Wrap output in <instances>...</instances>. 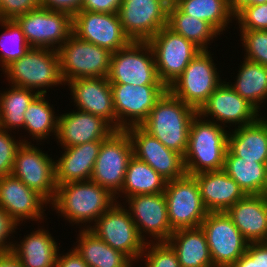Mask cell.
Returning <instances> with one entry per match:
<instances>
[{
    "instance_id": "cell-16",
    "label": "cell",
    "mask_w": 267,
    "mask_h": 267,
    "mask_svg": "<svg viewBox=\"0 0 267 267\" xmlns=\"http://www.w3.org/2000/svg\"><path fill=\"white\" fill-rule=\"evenodd\" d=\"M11 174L49 203L54 199L57 189L55 160L31 141L22 143L18 148Z\"/></svg>"
},
{
    "instance_id": "cell-48",
    "label": "cell",
    "mask_w": 267,
    "mask_h": 267,
    "mask_svg": "<svg viewBox=\"0 0 267 267\" xmlns=\"http://www.w3.org/2000/svg\"><path fill=\"white\" fill-rule=\"evenodd\" d=\"M55 267H89L82 257L73 248L65 254L57 255V261Z\"/></svg>"
},
{
    "instance_id": "cell-50",
    "label": "cell",
    "mask_w": 267,
    "mask_h": 267,
    "mask_svg": "<svg viewBox=\"0 0 267 267\" xmlns=\"http://www.w3.org/2000/svg\"><path fill=\"white\" fill-rule=\"evenodd\" d=\"M0 267H23L19 258L12 252L0 253Z\"/></svg>"
},
{
    "instance_id": "cell-28",
    "label": "cell",
    "mask_w": 267,
    "mask_h": 267,
    "mask_svg": "<svg viewBox=\"0 0 267 267\" xmlns=\"http://www.w3.org/2000/svg\"><path fill=\"white\" fill-rule=\"evenodd\" d=\"M37 229L27 236L24 235L20 242L16 241L12 252L23 267H55L61 246L58 247L49 230L42 227Z\"/></svg>"
},
{
    "instance_id": "cell-1",
    "label": "cell",
    "mask_w": 267,
    "mask_h": 267,
    "mask_svg": "<svg viewBox=\"0 0 267 267\" xmlns=\"http://www.w3.org/2000/svg\"><path fill=\"white\" fill-rule=\"evenodd\" d=\"M115 202V196L107 189L87 180L57 186L49 207L52 205L58 216H63L70 224L81 227L85 224L83 227L87 229V223L94 224Z\"/></svg>"
},
{
    "instance_id": "cell-11",
    "label": "cell",
    "mask_w": 267,
    "mask_h": 267,
    "mask_svg": "<svg viewBox=\"0 0 267 267\" xmlns=\"http://www.w3.org/2000/svg\"><path fill=\"white\" fill-rule=\"evenodd\" d=\"M148 43L154 54L158 78L167 88L201 51L194 43L167 26L160 29Z\"/></svg>"
},
{
    "instance_id": "cell-20",
    "label": "cell",
    "mask_w": 267,
    "mask_h": 267,
    "mask_svg": "<svg viewBox=\"0 0 267 267\" xmlns=\"http://www.w3.org/2000/svg\"><path fill=\"white\" fill-rule=\"evenodd\" d=\"M133 145V155L151 166L167 181L186 174L183 156L165 147L141 126L126 129Z\"/></svg>"
},
{
    "instance_id": "cell-38",
    "label": "cell",
    "mask_w": 267,
    "mask_h": 267,
    "mask_svg": "<svg viewBox=\"0 0 267 267\" xmlns=\"http://www.w3.org/2000/svg\"><path fill=\"white\" fill-rule=\"evenodd\" d=\"M4 31L0 35V70L20 59L31 48L21 27L14 19H0Z\"/></svg>"
},
{
    "instance_id": "cell-24",
    "label": "cell",
    "mask_w": 267,
    "mask_h": 267,
    "mask_svg": "<svg viewBox=\"0 0 267 267\" xmlns=\"http://www.w3.org/2000/svg\"><path fill=\"white\" fill-rule=\"evenodd\" d=\"M200 188L203 204L208 212H226L246 194L223 169L193 175Z\"/></svg>"
},
{
    "instance_id": "cell-51",
    "label": "cell",
    "mask_w": 267,
    "mask_h": 267,
    "mask_svg": "<svg viewBox=\"0 0 267 267\" xmlns=\"http://www.w3.org/2000/svg\"><path fill=\"white\" fill-rule=\"evenodd\" d=\"M263 195H264V197H265L266 200H267V187H266V190H265V192L263 193Z\"/></svg>"
},
{
    "instance_id": "cell-15",
    "label": "cell",
    "mask_w": 267,
    "mask_h": 267,
    "mask_svg": "<svg viewBox=\"0 0 267 267\" xmlns=\"http://www.w3.org/2000/svg\"><path fill=\"white\" fill-rule=\"evenodd\" d=\"M117 130L140 126L165 93V85L111 84Z\"/></svg>"
},
{
    "instance_id": "cell-37",
    "label": "cell",
    "mask_w": 267,
    "mask_h": 267,
    "mask_svg": "<svg viewBox=\"0 0 267 267\" xmlns=\"http://www.w3.org/2000/svg\"><path fill=\"white\" fill-rule=\"evenodd\" d=\"M173 3L183 13L208 22L220 34L234 19L228 9L227 0H175Z\"/></svg>"
},
{
    "instance_id": "cell-25",
    "label": "cell",
    "mask_w": 267,
    "mask_h": 267,
    "mask_svg": "<svg viewBox=\"0 0 267 267\" xmlns=\"http://www.w3.org/2000/svg\"><path fill=\"white\" fill-rule=\"evenodd\" d=\"M102 141H91L62 148L64 153L55 160V182L62 185L91 179Z\"/></svg>"
},
{
    "instance_id": "cell-33",
    "label": "cell",
    "mask_w": 267,
    "mask_h": 267,
    "mask_svg": "<svg viewBox=\"0 0 267 267\" xmlns=\"http://www.w3.org/2000/svg\"><path fill=\"white\" fill-rule=\"evenodd\" d=\"M167 180L144 161L132 156L129 160L121 195L125 198L134 195L164 193Z\"/></svg>"
},
{
    "instance_id": "cell-5",
    "label": "cell",
    "mask_w": 267,
    "mask_h": 267,
    "mask_svg": "<svg viewBox=\"0 0 267 267\" xmlns=\"http://www.w3.org/2000/svg\"><path fill=\"white\" fill-rule=\"evenodd\" d=\"M57 53L65 85L77 78H106L113 54L110 50L79 39L73 33L57 49Z\"/></svg>"
},
{
    "instance_id": "cell-9",
    "label": "cell",
    "mask_w": 267,
    "mask_h": 267,
    "mask_svg": "<svg viewBox=\"0 0 267 267\" xmlns=\"http://www.w3.org/2000/svg\"><path fill=\"white\" fill-rule=\"evenodd\" d=\"M107 79L110 84L164 85L158 78L154 54L148 42L131 41L114 52Z\"/></svg>"
},
{
    "instance_id": "cell-41",
    "label": "cell",
    "mask_w": 267,
    "mask_h": 267,
    "mask_svg": "<svg viewBox=\"0 0 267 267\" xmlns=\"http://www.w3.org/2000/svg\"><path fill=\"white\" fill-rule=\"evenodd\" d=\"M240 30H267V2L249 5L234 16Z\"/></svg>"
},
{
    "instance_id": "cell-29",
    "label": "cell",
    "mask_w": 267,
    "mask_h": 267,
    "mask_svg": "<svg viewBox=\"0 0 267 267\" xmlns=\"http://www.w3.org/2000/svg\"><path fill=\"white\" fill-rule=\"evenodd\" d=\"M166 242L175 251L181 267H214L201 227L174 230Z\"/></svg>"
},
{
    "instance_id": "cell-45",
    "label": "cell",
    "mask_w": 267,
    "mask_h": 267,
    "mask_svg": "<svg viewBox=\"0 0 267 267\" xmlns=\"http://www.w3.org/2000/svg\"><path fill=\"white\" fill-rule=\"evenodd\" d=\"M17 226L13 218L0 207V253L12 251L14 243L10 241V236L16 232Z\"/></svg>"
},
{
    "instance_id": "cell-22",
    "label": "cell",
    "mask_w": 267,
    "mask_h": 267,
    "mask_svg": "<svg viewBox=\"0 0 267 267\" xmlns=\"http://www.w3.org/2000/svg\"><path fill=\"white\" fill-rule=\"evenodd\" d=\"M67 83L78 110L102 117L117 130L113 94L107 77L77 78Z\"/></svg>"
},
{
    "instance_id": "cell-36",
    "label": "cell",
    "mask_w": 267,
    "mask_h": 267,
    "mask_svg": "<svg viewBox=\"0 0 267 267\" xmlns=\"http://www.w3.org/2000/svg\"><path fill=\"white\" fill-rule=\"evenodd\" d=\"M46 95H38L28 106L25 112L24 130L32 136L37 143L57 135L58 114L55 108L45 98ZM54 133V134H52ZM51 134V135H50Z\"/></svg>"
},
{
    "instance_id": "cell-18",
    "label": "cell",
    "mask_w": 267,
    "mask_h": 267,
    "mask_svg": "<svg viewBox=\"0 0 267 267\" xmlns=\"http://www.w3.org/2000/svg\"><path fill=\"white\" fill-rule=\"evenodd\" d=\"M72 31L79 39L112 53L131 42L123 31L118 13L79 11L72 17Z\"/></svg>"
},
{
    "instance_id": "cell-3",
    "label": "cell",
    "mask_w": 267,
    "mask_h": 267,
    "mask_svg": "<svg viewBox=\"0 0 267 267\" xmlns=\"http://www.w3.org/2000/svg\"><path fill=\"white\" fill-rule=\"evenodd\" d=\"M228 134L224 126L197 113L189 128L188 145L183 156L186 174L195 175L223 169Z\"/></svg>"
},
{
    "instance_id": "cell-10",
    "label": "cell",
    "mask_w": 267,
    "mask_h": 267,
    "mask_svg": "<svg viewBox=\"0 0 267 267\" xmlns=\"http://www.w3.org/2000/svg\"><path fill=\"white\" fill-rule=\"evenodd\" d=\"M31 48L57 50L73 33L72 16L39 7L14 19Z\"/></svg>"
},
{
    "instance_id": "cell-39",
    "label": "cell",
    "mask_w": 267,
    "mask_h": 267,
    "mask_svg": "<svg viewBox=\"0 0 267 267\" xmlns=\"http://www.w3.org/2000/svg\"><path fill=\"white\" fill-rule=\"evenodd\" d=\"M242 47L246 52L243 59L267 67V30H239Z\"/></svg>"
},
{
    "instance_id": "cell-46",
    "label": "cell",
    "mask_w": 267,
    "mask_h": 267,
    "mask_svg": "<svg viewBox=\"0 0 267 267\" xmlns=\"http://www.w3.org/2000/svg\"><path fill=\"white\" fill-rule=\"evenodd\" d=\"M122 0H83L80 11L118 13Z\"/></svg>"
},
{
    "instance_id": "cell-2",
    "label": "cell",
    "mask_w": 267,
    "mask_h": 267,
    "mask_svg": "<svg viewBox=\"0 0 267 267\" xmlns=\"http://www.w3.org/2000/svg\"><path fill=\"white\" fill-rule=\"evenodd\" d=\"M196 114L197 110L167 89L140 126L165 147L184 156L188 145L189 128Z\"/></svg>"
},
{
    "instance_id": "cell-35",
    "label": "cell",
    "mask_w": 267,
    "mask_h": 267,
    "mask_svg": "<svg viewBox=\"0 0 267 267\" xmlns=\"http://www.w3.org/2000/svg\"><path fill=\"white\" fill-rule=\"evenodd\" d=\"M10 86L11 89L0 92V128L13 132L24 128L25 112L39 94L32 89Z\"/></svg>"
},
{
    "instance_id": "cell-49",
    "label": "cell",
    "mask_w": 267,
    "mask_h": 267,
    "mask_svg": "<svg viewBox=\"0 0 267 267\" xmlns=\"http://www.w3.org/2000/svg\"><path fill=\"white\" fill-rule=\"evenodd\" d=\"M267 0H227L229 11L235 16L243 8L249 5L264 4Z\"/></svg>"
},
{
    "instance_id": "cell-23",
    "label": "cell",
    "mask_w": 267,
    "mask_h": 267,
    "mask_svg": "<svg viewBox=\"0 0 267 267\" xmlns=\"http://www.w3.org/2000/svg\"><path fill=\"white\" fill-rule=\"evenodd\" d=\"M114 131L102 117L77 109L58 116L55 139L62 148H68L91 141H104Z\"/></svg>"
},
{
    "instance_id": "cell-26",
    "label": "cell",
    "mask_w": 267,
    "mask_h": 267,
    "mask_svg": "<svg viewBox=\"0 0 267 267\" xmlns=\"http://www.w3.org/2000/svg\"><path fill=\"white\" fill-rule=\"evenodd\" d=\"M226 213L249 242H267V200L263 194L246 195Z\"/></svg>"
},
{
    "instance_id": "cell-31",
    "label": "cell",
    "mask_w": 267,
    "mask_h": 267,
    "mask_svg": "<svg viewBox=\"0 0 267 267\" xmlns=\"http://www.w3.org/2000/svg\"><path fill=\"white\" fill-rule=\"evenodd\" d=\"M223 170L240 186L246 195H261L267 187V163L234 156L228 149Z\"/></svg>"
},
{
    "instance_id": "cell-47",
    "label": "cell",
    "mask_w": 267,
    "mask_h": 267,
    "mask_svg": "<svg viewBox=\"0 0 267 267\" xmlns=\"http://www.w3.org/2000/svg\"><path fill=\"white\" fill-rule=\"evenodd\" d=\"M83 0H41V7L69 13L72 17L81 9Z\"/></svg>"
},
{
    "instance_id": "cell-8",
    "label": "cell",
    "mask_w": 267,
    "mask_h": 267,
    "mask_svg": "<svg viewBox=\"0 0 267 267\" xmlns=\"http://www.w3.org/2000/svg\"><path fill=\"white\" fill-rule=\"evenodd\" d=\"M132 156V140L126 130H115L102 141L90 180L107 189L116 202L118 197L122 198L119 194Z\"/></svg>"
},
{
    "instance_id": "cell-17",
    "label": "cell",
    "mask_w": 267,
    "mask_h": 267,
    "mask_svg": "<svg viewBox=\"0 0 267 267\" xmlns=\"http://www.w3.org/2000/svg\"><path fill=\"white\" fill-rule=\"evenodd\" d=\"M197 113L225 128L226 124L231 127L235 125V128L252 124L262 114L247 99L236 93L226 81L216 88Z\"/></svg>"
},
{
    "instance_id": "cell-32",
    "label": "cell",
    "mask_w": 267,
    "mask_h": 267,
    "mask_svg": "<svg viewBox=\"0 0 267 267\" xmlns=\"http://www.w3.org/2000/svg\"><path fill=\"white\" fill-rule=\"evenodd\" d=\"M167 27L194 43L201 50H208L210 41L220 33L208 22L183 13L173 2L168 8Z\"/></svg>"
},
{
    "instance_id": "cell-14",
    "label": "cell",
    "mask_w": 267,
    "mask_h": 267,
    "mask_svg": "<svg viewBox=\"0 0 267 267\" xmlns=\"http://www.w3.org/2000/svg\"><path fill=\"white\" fill-rule=\"evenodd\" d=\"M168 0H122L118 16L126 36L135 42H148L167 26Z\"/></svg>"
},
{
    "instance_id": "cell-30",
    "label": "cell",
    "mask_w": 267,
    "mask_h": 267,
    "mask_svg": "<svg viewBox=\"0 0 267 267\" xmlns=\"http://www.w3.org/2000/svg\"><path fill=\"white\" fill-rule=\"evenodd\" d=\"M74 249L89 267H133L125 254L115 250L89 229L79 227Z\"/></svg>"
},
{
    "instance_id": "cell-40",
    "label": "cell",
    "mask_w": 267,
    "mask_h": 267,
    "mask_svg": "<svg viewBox=\"0 0 267 267\" xmlns=\"http://www.w3.org/2000/svg\"><path fill=\"white\" fill-rule=\"evenodd\" d=\"M139 260L145 261L144 267H181L175 251L167 242H147Z\"/></svg>"
},
{
    "instance_id": "cell-4",
    "label": "cell",
    "mask_w": 267,
    "mask_h": 267,
    "mask_svg": "<svg viewBox=\"0 0 267 267\" xmlns=\"http://www.w3.org/2000/svg\"><path fill=\"white\" fill-rule=\"evenodd\" d=\"M2 72L6 74L9 85L11 83L14 86L32 89L39 95H47V90L52 86H65L57 50L30 48L25 55L12 62Z\"/></svg>"
},
{
    "instance_id": "cell-43",
    "label": "cell",
    "mask_w": 267,
    "mask_h": 267,
    "mask_svg": "<svg viewBox=\"0 0 267 267\" xmlns=\"http://www.w3.org/2000/svg\"><path fill=\"white\" fill-rule=\"evenodd\" d=\"M231 267H267V242L249 243L247 251Z\"/></svg>"
},
{
    "instance_id": "cell-19",
    "label": "cell",
    "mask_w": 267,
    "mask_h": 267,
    "mask_svg": "<svg viewBox=\"0 0 267 267\" xmlns=\"http://www.w3.org/2000/svg\"><path fill=\"white\" fill-rule=\"evenodd\" d=\"M126 199L131 218L146 242L149 240L145 234L153 238L150 242H166L170 238L174 230L168 220L164 193L134 195Z\"/></svg>"
},
{
    "instance_id": "cell-7",
    "label": "cell",
    "mask_w": 267,
    "mask_h": 267,
    "mask_svg": "<svg viewBox=\"0 0 267 267\" xmlns=\"http://www.w3.org/2000/svg\"><path fill=\"white\" fill-rule=\"evenodd\" d=\"M210 50H201L167 88L174 96L199 110L222 81Z\"/></svg>"
},
{
    "instance_id": "cell-6",
    "label": "cell",
    "mask_w": 267,
    "mask_h": 267,
    "mask_svg": "<svg viewBox=\"0 0 267 267\" xmlns=\"http://www.w3.org/2000/svg\"><path fill=\"white\" fill-rule=\"evenodd\" d=\"M121 202H115L87 229L117 251L125 254L132 262L142 255L146 241L131 218L130 212Z\"/></svg>"
},
{
    "instance_id": "cell-13",
    "label": "cell",
    "mask_w": 267,
    "mask_h": 267,
    "mask_svg": "<svg viewBox=\"0 0 267 267\" xmlns=\"http://www.w3.org/2000/svg\"><path fill=\"white\" fill-rule=\"evenodd\" d=\"M200 227L214 267H231L247 251L249 242L226 212H209Z\"/></svg>"
},
{
    "instance_id": "cell-21",
    "label": "cell",
    "mask_w": 267,
    "mask_h": 267,
    "mask_svg": "<svg viewBox=\"0 0 267 267\" xmlns=\"http://www.w3.org/2000/svg\"><path fill=\"white\" fill-rule=\"evenodd\" d=\"M48 204L49 202L42 195L27 187L12 174L0 177V207L18 225L25 220L41 222L46 219L44 208Z\"/></svg>"
},
{
    "instance_id": "cell-12",
    "label": "cell",
    "mask_w": 267,
    "mask_h": 267,
    "mask_svg": "<svg viewBox=\"0 0 267 267\" xmlns=\"http://www.w3.org/2000/svg\"><path fill=\"white\" fill-rule=\"evenodd\" d=\"M164 195L168 220L173 230L200 227L209 213L193 175L185 174L181 178L167 181Z\"/></svg>"
},
{
    "instance_id": "cell-34",
    "label": "cell",
    "mask_w": 267,
    "mask_h": 267,
    "mask_svg": "<svg viewBox=\"0 0 267 267\" xmlns=\"http://www.w3.org/2000/svg\"><path fill=\"white\" fill-rule=\"evenodd\" d=\"M242 62L235 76L236 81L228 83L236 93L261 111L260 105L267 101V67L247 59Z\"/></svg>"
},
{
    "instance_id": "cell-44",
    "label": "cell",
    "mask_w": 267,
    "mask_h": 267,
    "mask_svg": "<svg viewBox=\"0 0 267 267\" xmlns=\"http://www.w3.org/2000/svg\"><path fill=\"white\" fill-rule=\"evenodd\" d=\"M41 6V0H1L0 19H15Z\"/></svg>"
},
{
    "instance_id": "cell-42",
    "label": "cell",
    "mask_w": 267,
    "mask_h": 267,
    "mask_svg": "<svg viewBox=\"0 0 267 267\" xmlns=\"http://www.w3.org/2000/svg\"><path fill=\"white\" fill-rule=\"evenodd\" d=\"M11 135V131L0 128V177L12 173L18 148L22 143H29L28 140H23V138L18 141Z\"/></svg>"
},
{
    "instance_id": "cell-27",
    "label": "cell",
    "mask_w": 267,
    "mask_h": 267,
    "mask_svg": "<svg viewBox=\"0 0 267 267\" xmlns=\"http://www.w3.org/2000/svg\"><path fill=\"white\" fill-rule=\"evenodd\" d=\"M267 117L229 131L228 150L237 157L267 163Z\"/></svg>"
}]
</instances>
